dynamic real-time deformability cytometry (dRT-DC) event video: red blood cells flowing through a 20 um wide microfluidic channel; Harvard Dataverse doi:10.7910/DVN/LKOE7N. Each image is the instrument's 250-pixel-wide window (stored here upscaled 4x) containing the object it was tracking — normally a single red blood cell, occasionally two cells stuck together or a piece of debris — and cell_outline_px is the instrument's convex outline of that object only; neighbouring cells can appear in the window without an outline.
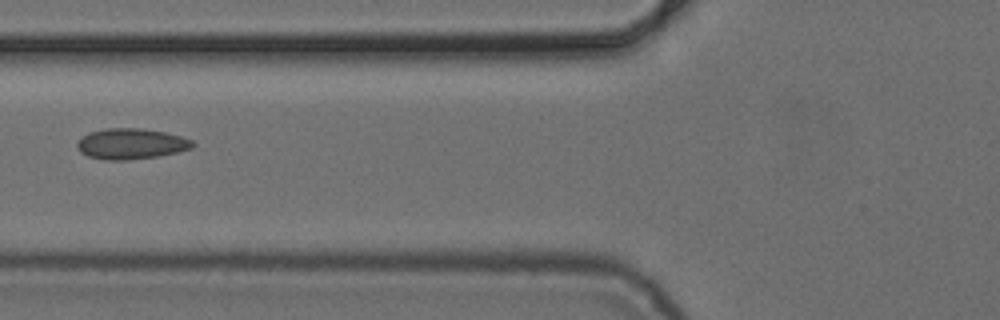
{"species": "common noctule bat (a hibernating species)", "species_latin": "Nyctalus noctula", "temperature_condition": "cold", "stored_images_in_passage": 6, "camera_frame_rate_fps": 3000, "um_per_image_px": 0.085, "animal": {"sex": "female", "body_mass_g": 24.6, "forearm_length_mm": 56.2}, "frame": {"image": 1, "passage_image": 5, "time_ms": 4.667, "image_size_px": [1000, 320], "cell_outline_px": [[196, 144], [192, 148], [160, 156], [128, 160], [104, 160], [88, 156], [80, 152], [76, 144], [88, 132], [108, 128], [144, 128], [164, 132], [180, 136], [192, 140]], "centroid_in_image_um": [11.15, 12.22], "position_along_channel_um": 114.6, "area_um2": 20.69}}
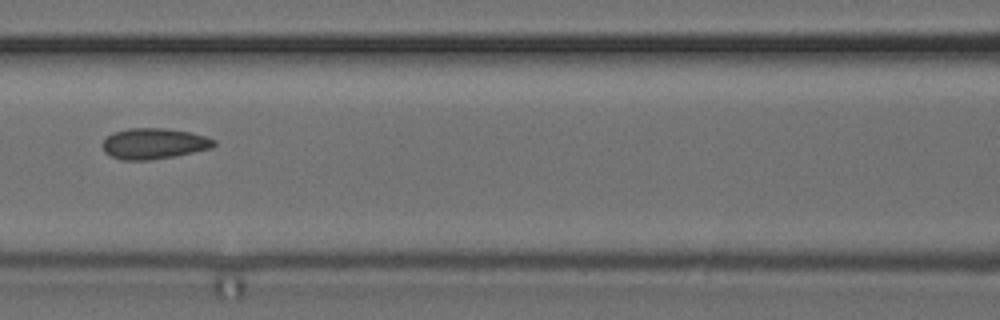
{"frame": {"image": 2, "passage_image": 6, "time_ms": 5.667, "image_size_px": [1000, 320], "cell_outline_px": [[216, 144], [212, 148], [176, 156], [148, 160], [120, 160], [104, 152], [104, 140], [112, 132], [128, 128], [164, 128], [192, 132], [216, 140]], "centroid_in_image_um": [13.1, 12.2], "position_along_channel_um": 153.5, "area_um2": 20.06}}